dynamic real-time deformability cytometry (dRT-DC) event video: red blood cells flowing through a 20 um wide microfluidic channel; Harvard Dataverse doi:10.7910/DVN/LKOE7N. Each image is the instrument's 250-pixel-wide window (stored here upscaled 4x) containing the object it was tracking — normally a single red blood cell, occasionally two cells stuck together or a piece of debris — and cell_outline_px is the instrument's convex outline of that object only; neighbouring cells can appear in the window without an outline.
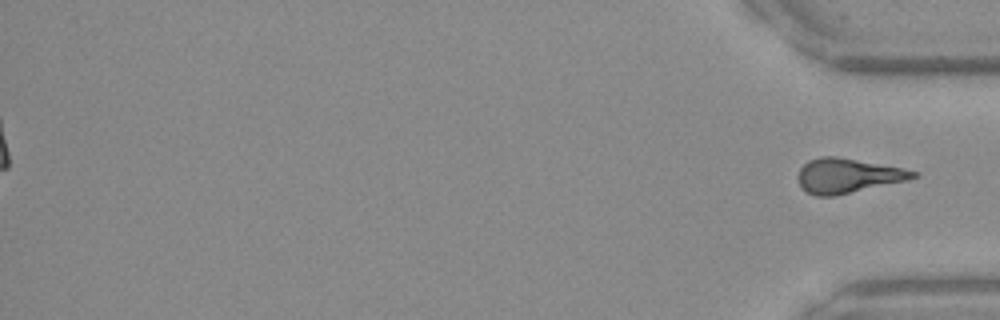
{"species": "Egyptian fruit bat (a non-hibernating species)", "species_latin": "Rousettus aegyptiacus", "temperature_condition": "warm", "stored_images_in_passage": 43, "segment_of_instrument_passage": [2, 2], "camera_frame_rate_fps": 3000, "um_per_image_px": 0.085, "frame": {"image": 1, "passage_image": 43, "time_ms": 14.0, "image_size_px": [1000, 320], "cell_outline_px": [[920, 176], [908, 180], [836, 196], [816, 196], [804, 192], [800, 188], [796, 176], [800, 168], [808, 160], [820, 156], [836, 156], [904, 168], [920, 172]], "centroid_in_image_um": [72.04, 14.94], "position_along_channel_um": 363.2, "area_um2": 23.7}}